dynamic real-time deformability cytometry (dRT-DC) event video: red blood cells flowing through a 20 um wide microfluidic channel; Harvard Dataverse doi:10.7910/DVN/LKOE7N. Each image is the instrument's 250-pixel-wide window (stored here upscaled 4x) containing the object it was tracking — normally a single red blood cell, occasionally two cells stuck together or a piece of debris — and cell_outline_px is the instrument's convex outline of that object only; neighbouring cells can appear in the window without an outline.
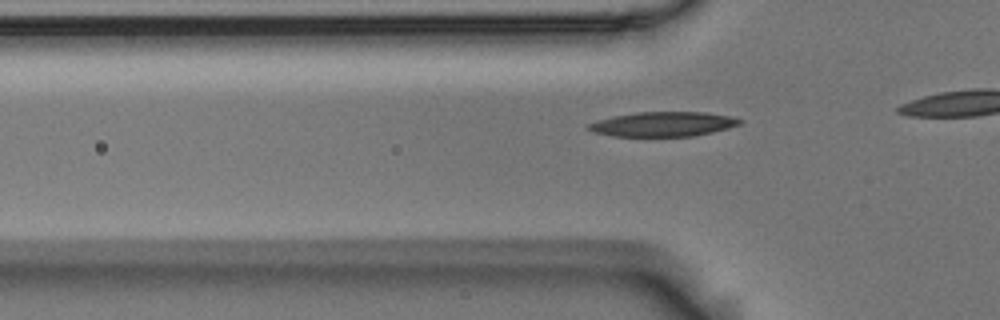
{"species": "Egyptian fruit bat (a non-hibernating species)", "species_latin": "Rousettus aegyptiacus", "temperature_condition": "room temperature", "stored_images_in_passage": 12, "camera_frame_rate_fps": 3000, "um_per_image_px": 0.085, "animal": {"sex": "male"}, "frame": {"image": 1, "passage_image": 6, "time_ms": 1.667, "image_size_px": [1000, 320], "cell_outline_px": [[744, 120], [740, 124], [728, 128], [712, 132], [692, 136], [612, 136], [592, 132], [588, 128], [588, 124], [612, 116], [636, 112], [704, 112], [732, 116]], "centroid_in_image_um": [56.39, 10.55], "position_along_channel_um": 69.4, "area_um2": 21.68}}
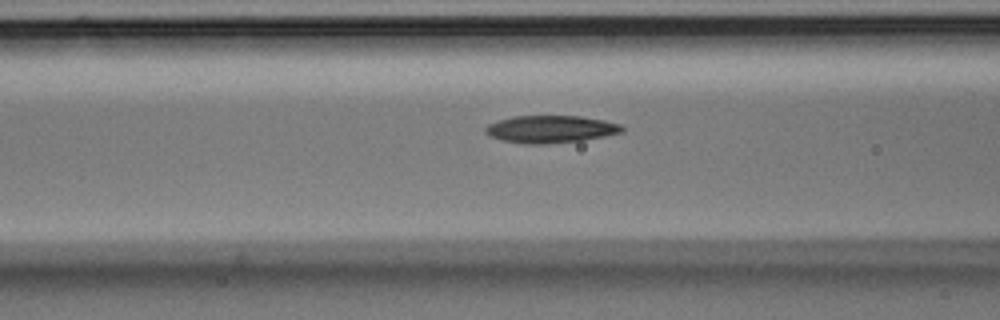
{"frame": {"image": 2, "passage_image": 10, "time_ms": 3.0, "image_size_px": [1000, 320], "cell_outline_px": [[624, 132], [584, 140], [548, 144], [524, 144], [500, 140], [488, 136], [484, 132], [484, 128], [488, 124], [496, 120], [512, 116], [580, 116], [604, 120], [620, 124], [624, 128]], "centroid_in_image_um": [46.76, 10.98], "position_along_channel_um": 119.8, "area_um2": 22.14}}